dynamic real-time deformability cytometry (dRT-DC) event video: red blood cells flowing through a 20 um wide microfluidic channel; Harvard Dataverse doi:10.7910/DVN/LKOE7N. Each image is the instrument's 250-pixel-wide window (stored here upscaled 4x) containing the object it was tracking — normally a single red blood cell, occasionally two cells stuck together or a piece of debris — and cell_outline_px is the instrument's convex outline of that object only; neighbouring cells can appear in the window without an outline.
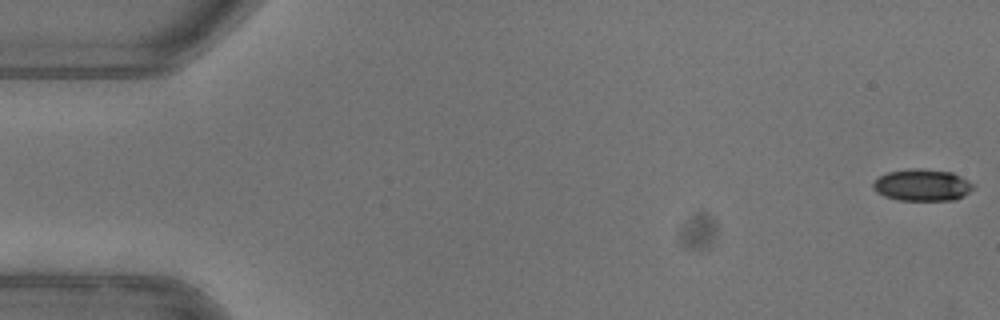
{"species": "common noctule bat (a hibernating species)", "species_latin": "Nyctalus noctula", "temperature_condition": "warm", "stored_images_in_passage": 52, "camera_frame_rate_fps": 3000, "um_per_image_px": 0.085, "animal": {"sex": "female"}, "frame": {"image": 1, "passage_image": 1, "time_ms": 0.0, "image_size_px": [1000, 320], "cell_outline_px": [[976, 184], [964, 196], [956, 200], [900, 200], [884, 196], [876, 192], [872, 188], [872, 184], [880, 176], [888, 172], [908, 168], [924, 168], [952, 172]], "centroid_in_image_um": [78.39, 15.72], "position_along_channel_um": 6.6, "area_um2": 18.73}}
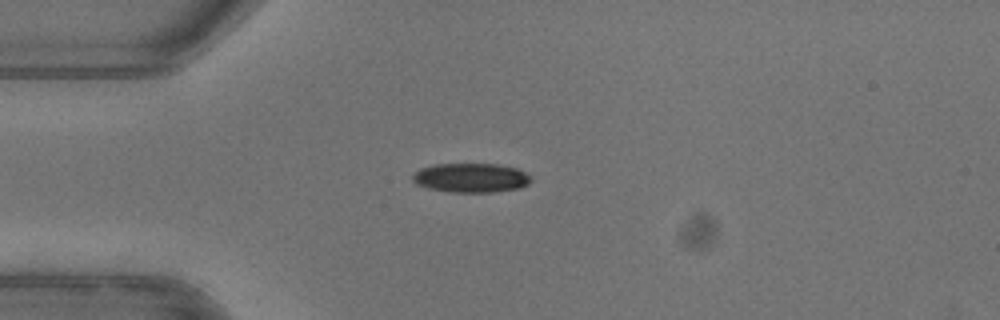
{"frame": {"image": 2, "passage_image": 14, "time_ms": 4.333, "image_size_px": [1000, 320], "cell_outline_px": [[532, 180], [528, 184], [520, 188], [492, 192], [452, 192], [428, 188], [416, 184], [412, 180], [412, 172], [420, 168], [436, 164], [500, 164], [516, 168], [532, 176]], "centroid_in_image_um": [40.02, 15.11], "position_along_channel_um": 45.0, "area_um2": 20.35}}
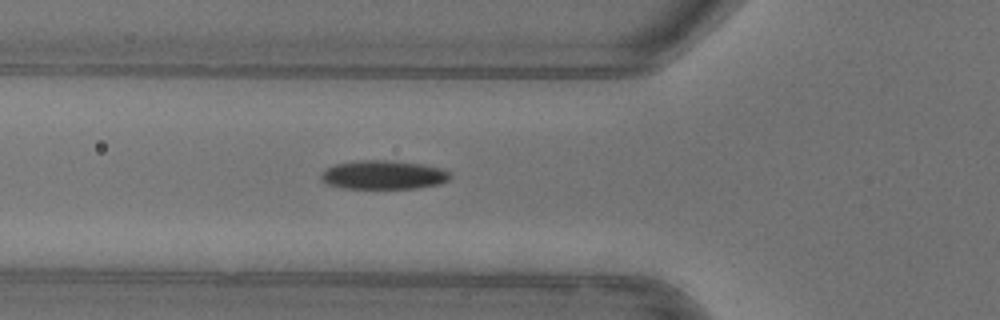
{"frame": {"image": 3, "passage_image": 19, "time_ms": 6.0, "image_size_px": [1000, 320], "cell_outline_px": [[452, 176], [448, 180], [440, 184], [416, 188], [344, 188], [328, 184], [320, 180], [320, 172], [336, 164], [364, 160], [384, 160], [420, 164], [440, 168], [448, 172]], "centroid_in_image_um": [32.57, 14.87], "position_along_channel_um": 93.2, "area_um2": 21.44}, "authors_computed_cell_mechanics": {"area_um2": 20.4323, "velocity_mm_per_s": 3.9833, "shape_relaxation_time_tau1_ms": 3.2135, "shape_relaxation_time_tau2_ms": null, "deformation_change_tau1": 0.1376, "deformation_change_tau2": null}}